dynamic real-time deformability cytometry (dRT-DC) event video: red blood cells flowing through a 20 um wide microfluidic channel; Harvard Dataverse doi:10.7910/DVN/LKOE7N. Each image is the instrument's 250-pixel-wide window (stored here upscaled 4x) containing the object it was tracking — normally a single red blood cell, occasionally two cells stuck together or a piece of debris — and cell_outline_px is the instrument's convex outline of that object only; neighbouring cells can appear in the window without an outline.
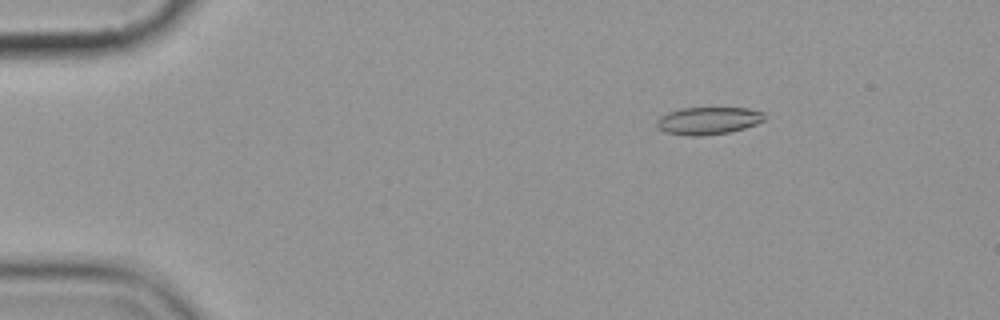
{"species": "common noctule bat (a hibernating species)", "species_latin": "Nyctalus noctula", "temperature_condition": "cold", "stored_images_in_passage": 4, "camera_frame_rate_fps": 3000, "um_per_image_px": 0.085, "animal": {"sex": "female", "body_mass_g": 19.9}, "frame": {"image": 1, "passage_image": 2, "time_ms": 2.333, "image_size_px": [1000, 320], "cell_outline_px": [[764, 120], [756, 124], [744, 128], [728, 132], [700, 136], [688, 136], [664, 132], [656, 124], [656, 120], [660, 116], [668, 112], [680, 108], [748, 108], [764, 112]], "centroid_in_image_um": [60.18, 10.25], "position_along_channel_um": 24.8, "area_um2": 17.22}}